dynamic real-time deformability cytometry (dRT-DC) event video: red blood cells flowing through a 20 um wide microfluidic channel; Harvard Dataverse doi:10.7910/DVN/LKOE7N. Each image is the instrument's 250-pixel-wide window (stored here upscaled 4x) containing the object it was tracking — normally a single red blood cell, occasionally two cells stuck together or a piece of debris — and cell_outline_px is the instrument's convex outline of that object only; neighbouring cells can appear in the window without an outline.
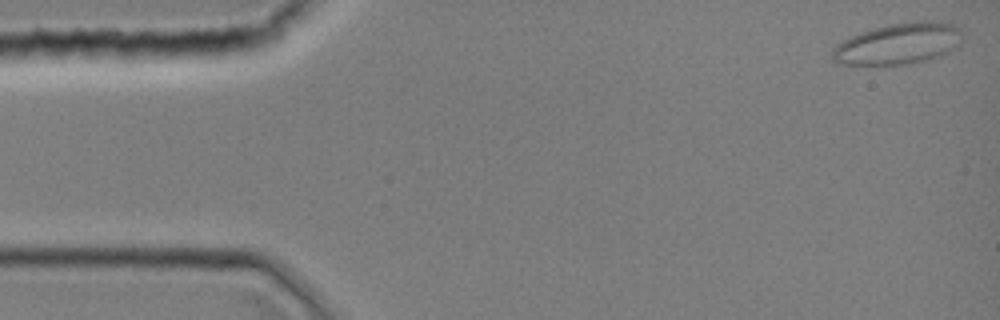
{"species": "common noctule bat (a hibernating species)", "species_latin": "Nyctalus noctula", "temperature_condition": "room temperature", "stored_images_in_passage": 12, "camera_frame_rate_fps": 3000, "um_per_image_px": 0.085, "animal": {"sex": "female", "body_mass_g": 19.0, "forearm_length_mm": 51.5}, "frame": {"image": 1, "passage_image": 1, "time_ms": 0.0, "image_size_px": [1000, 320], "cell_outline_px": [[960, 44], [956, 48], [940, 56], [912, 64], [884, 68], [836, 64], [832, 60], [832, 48], [836, 44], [860, 32], [872, 28], [892, 24], [916, 20], [940, 20], [956, 24], [960, 28]], "centroid_in_image_um": [76.33, 3.76], "position_along_channel_um": 8.7, "area_um2": 32.66}}
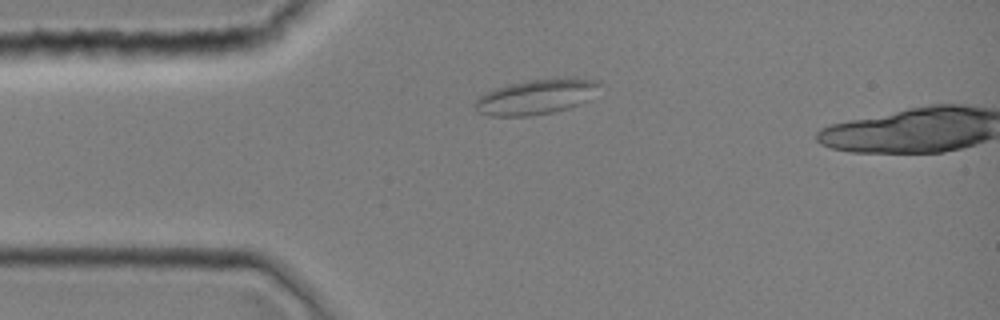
{"frame": {"image": 2, "passage_image": 10, "time_ms": 3.0, "image_size_px": [1000, 320], "cell_outline_px": [[600, 84], [588, 100], [580, 104], [568, 108], [552, 112], [528, 116], [492, 116], [480, 112], [472, 104], [480, 96], [496, 88], [508, 84], [528, 80], [596, 80]], "centroid_in_image_um": [45.49, 8.27], "position_along_channel_um": 39.5, "area_um2": 24.45}}